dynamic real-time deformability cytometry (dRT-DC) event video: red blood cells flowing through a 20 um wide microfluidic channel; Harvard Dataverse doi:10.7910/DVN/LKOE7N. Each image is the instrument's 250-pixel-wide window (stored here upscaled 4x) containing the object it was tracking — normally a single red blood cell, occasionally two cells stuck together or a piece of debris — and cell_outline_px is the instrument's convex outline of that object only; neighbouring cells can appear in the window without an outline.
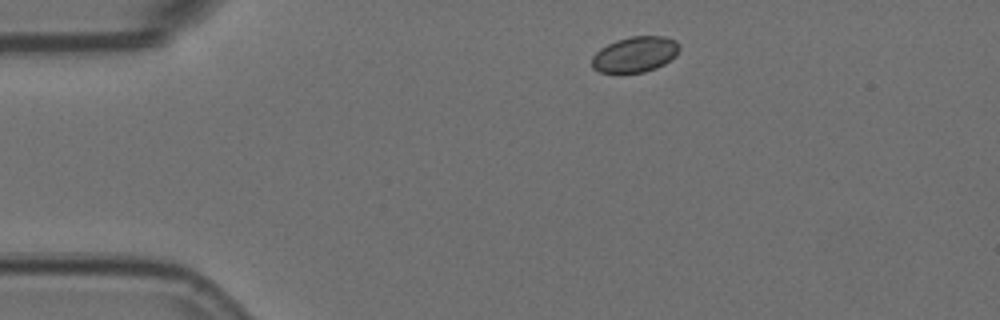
{"species": "Egyptian fruit bat (a non-hibernating species)", "species_latin": "Rousettus aegyptiacus", "temperature_condition": "room temperature", "stored_images_in_passage": 3, "camera_frame_rate_fps": 3000, "um_per_image_px": 0.085, "animal": {"sex": "female"}, "frame": {"image": 1, "passage_image": 1, "time_ms": 0.0, "image_size_px": [1000, 320], "cell_outline_px": [[680, 48], [676, 56], [664, 64], [656, 68], [644, 72], [600, 72], [592, 68], [592, 56], [600, 48], [616, 40], [632, 36], [664, 36], [676, 40], [680, 44]], "centroid_in_image_um": [54.0, 4.61], "position_along_channel_um": 31.0, "area_um2": 18.21}}